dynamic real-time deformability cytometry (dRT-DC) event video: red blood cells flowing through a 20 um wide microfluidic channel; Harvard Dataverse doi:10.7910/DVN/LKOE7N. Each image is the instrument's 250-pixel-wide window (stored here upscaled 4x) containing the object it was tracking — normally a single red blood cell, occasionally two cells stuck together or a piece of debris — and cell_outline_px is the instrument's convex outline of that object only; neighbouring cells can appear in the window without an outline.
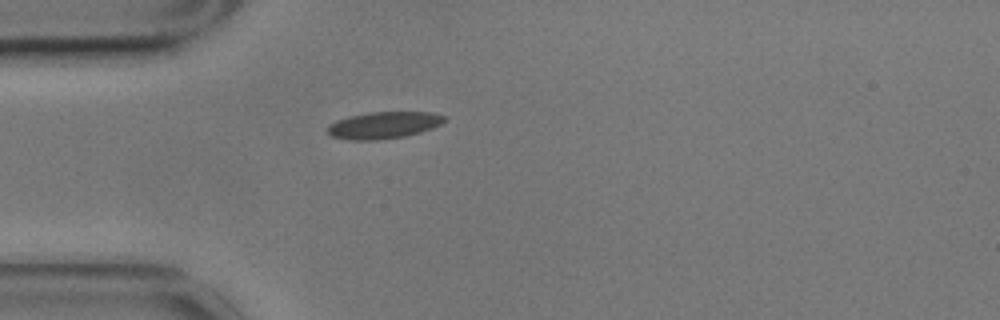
{"species": "common noctule bat (a hibernating species)", "species_latin": "Nyctalus noctula", "temperature_condition": "cold", "stored_images_in_passage": 1, "camera_frame_rate_fps": 3000, "um_per_image_px": 0.085, "animal": {"sex": "male", "body_mass_g": 17.9}, "frame": {"image": 1, "passage_image": 1, "time_ms": 0.0, "image_size_px": [1000, 320], "cell_outline_px": [[448, 120], [432, 128], [420, 132], [404, 136], [376, 140], [348, 140], [332, 136], [328, 132], [328, 124], [336, 120], [368, 112], [432, 112], [444, 116]], "centroid_in_image_um": [32.62, 10.63], "position_along_channel_um": 52.4, "area_um2": 18.21}}